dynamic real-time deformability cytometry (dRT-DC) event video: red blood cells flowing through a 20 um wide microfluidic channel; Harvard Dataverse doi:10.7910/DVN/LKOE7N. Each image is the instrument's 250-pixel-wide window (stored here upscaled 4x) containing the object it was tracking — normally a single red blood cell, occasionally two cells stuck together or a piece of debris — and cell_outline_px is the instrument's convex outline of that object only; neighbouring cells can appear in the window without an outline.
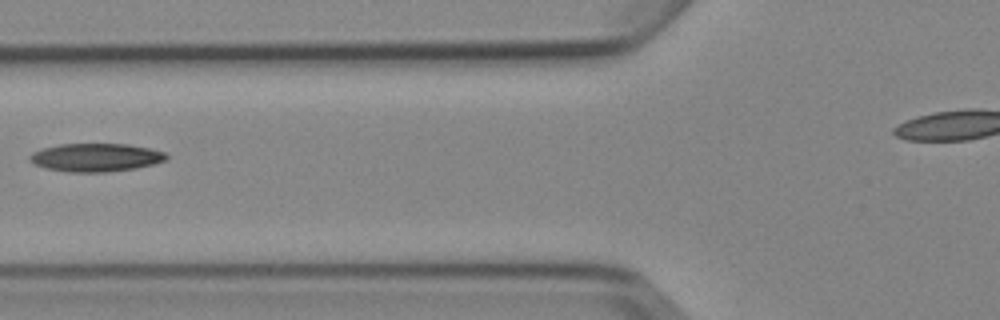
{"species": "Egyptian fruit bat (a non-hibernating species)", "species_latin": "Rousettus aegyptiacus", "temperature_condition": "cold", "stored_images_in_passage": 7, "camera_frame_rate_fps": 3000, "um_per_image_px": 0.085, "animal": {"sex": "female"}, "frame": {"image": 1, "passage_image": 6, "time_ms": 6.667, "image_size_px": [1000, 320], "cell_outline_px": [[168, 160], [136, 168], [108, 172], [68, 172], [44, 168], [32, 164], [28, 160], [28, 156], [32, 152], [44, 148], [60, 144], [128, 144], [148, 148], [164, 152], [168, 156]], "centroid_in_image_um": [8.11, 13.39], "position_along_channel_um": 117.7, "area_um2": 22.6}}
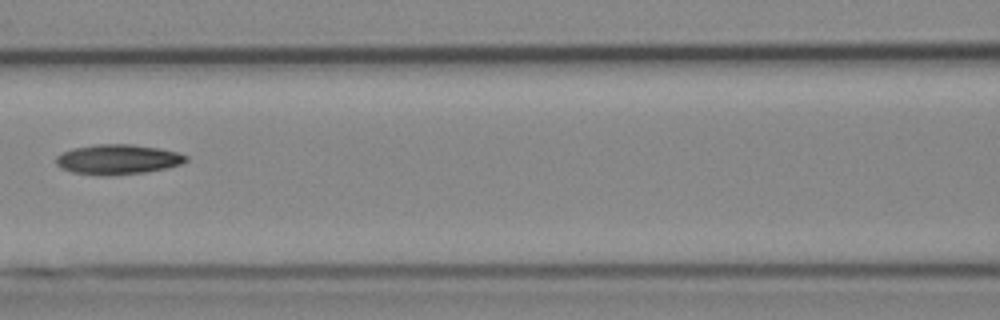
{"frame": {"image": 2, "passage_image": 7, "time_ms": 7.667, "image_size_px": [1000, 320], "cell_outline_px": [[188, 160], [180, 164], [168, 168], [144, 172], [104, 176], [100, 176], [72, 172], [60, 168], [56, 164], [56, 156], [72, 148], [96, 144], [132, 144], [160, 148], [176, 152], [188, 156]], "centroid_in_image_um": [10.0, 13.55], "position_along_channel_um": 156.6, "area_um2": 22.77}}